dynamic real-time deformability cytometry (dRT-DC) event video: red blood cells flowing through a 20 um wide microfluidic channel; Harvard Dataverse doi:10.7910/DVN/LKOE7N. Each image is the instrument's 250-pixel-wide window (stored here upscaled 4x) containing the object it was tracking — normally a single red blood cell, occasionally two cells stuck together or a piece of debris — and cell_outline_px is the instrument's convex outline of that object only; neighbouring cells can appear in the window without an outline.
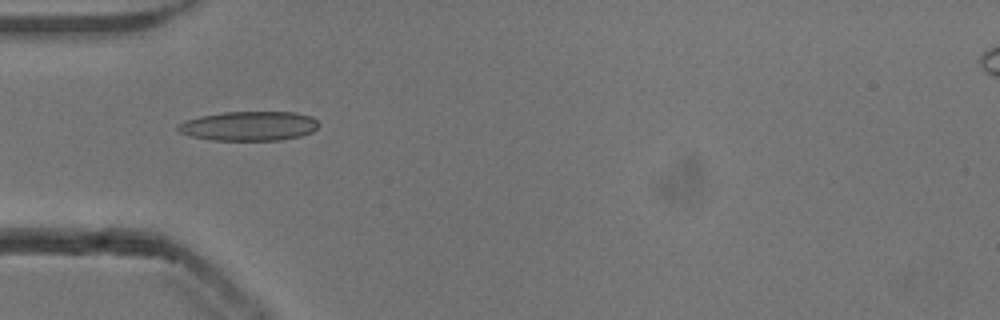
{"species": "common noctule bat (a hibernating species)", "species_latin": "Nyctalus noctula", "temperature_condition": "cold", "stored_images_in_passage": 22, "camera_frame_rate_fps": 3000, "um_per_image_px": 0.085, "animal": {"sex": "male", "body_mass_g": 13.3}, "frame": {"image": 1, "passage_image": 1, "time_ms": 0.0, "image_size_px": [1000, 320], "cell_outline_px": [[316, 128], [312, 132], [300, 136], [280, 140], [212, 140], [192, 136], [180, 132], [176, 128], [176, 124], [200, 116], [224, 112], [296, 112], [312, 116], [316, 120]], "centroid_in_image_um": [21.16, 10.71], "position_along_channel_um": 63.8, "area_um2": 23.99}}
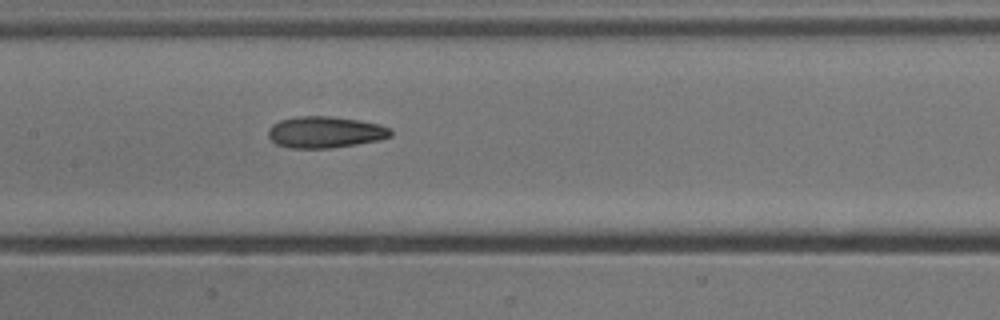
{"frame": {"image": 2, "passage_image": 10, "time_ms": 3.0, "image_size_px": [1000, 320], "cell_outline_px": [[392, 136], [380, 140], [332, 148], [288, 148], [276, 144], [268, 136], [268, 128], [272, 124], [280, 120], [296, 116], [332, 116], [360, 120], [380, 124], [392, 128]], "centroid_in_image_um": [27.65, 11.23], "position_along_channel_um": 179.7, "area_um2": 22.77}}
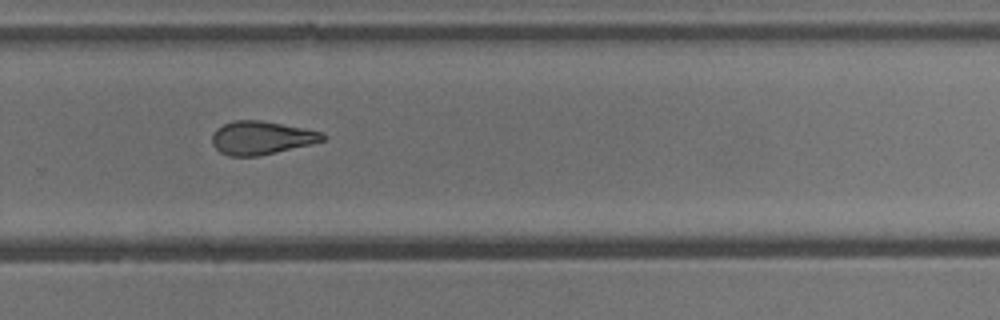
{"frame": {"image": 3, "passage_image": 20, "time_ms": 6.333, "image_size_px": [1000, 320], "cell_outline_px": [[324, 140], [276, 152], [256, 156], [228, 156], [220, 152], [212, 144], [212, 132], [216, 128], [232, 120], [260, 120], [304, 128], [324, 132]], "centroid_in_image_um": [22.16, 11.7], "position_along_channel_um": 307.6, "area_um2": 21.33}}